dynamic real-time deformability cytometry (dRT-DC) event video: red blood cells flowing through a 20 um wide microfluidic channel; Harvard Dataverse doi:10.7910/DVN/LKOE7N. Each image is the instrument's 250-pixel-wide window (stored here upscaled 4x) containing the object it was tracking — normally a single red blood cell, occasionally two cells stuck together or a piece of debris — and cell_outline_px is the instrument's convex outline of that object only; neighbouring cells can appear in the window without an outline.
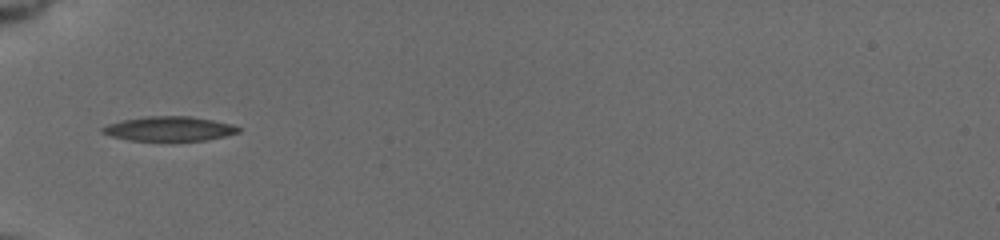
{"species": "common noctule bat (a hibernating species)", "species_latin": "Nyctalus noctula", "temperature_condition": "cold", "stored_images_in_passage": 36, "camera_frame_rate_fps": 3000, "um_per_image_px": 0.085, "animal": {"sex": "female", "body_mass_g": 19.5, "forearm_length_mm": 54.1}, "frame": {"image": 1, "passage_image": 1, "time_ms": 0.0, "image_size_px": [1000, 240], "cell_outline_px": [[240, 132], [224, 136], [204, 140], [172, 144], [128, 140], [112, 136], [100, 132], [100, 128], [108, 124], [124, 120], [144, 116], [192, 116], [232, 124], [240, 128]], "centroid_in_image_um": [14.36, 10.99], "position_along_channel_um": 70.6, "area_um2": 20.35}}
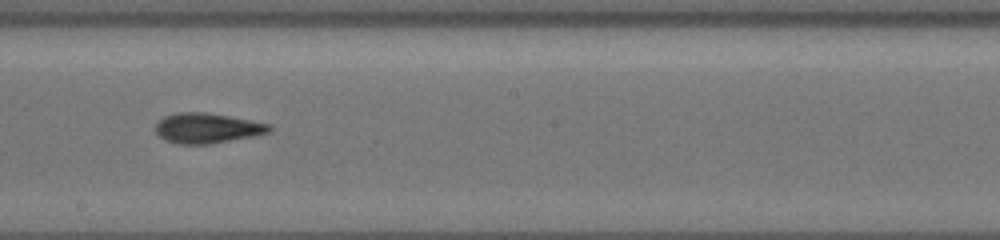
{"frame": {"image": 2, "passage_image": 14, "time_ms": 4.333, "image_size_px": [1000, 240], "cell_outline_px": [[272, 128], [268, 132], [252, 136], [212, 144], [180, 144], [168, 140], [160, 136], [156, 132], [156, 124], [164, 116], [176, 112], [204, 112], [228, 116], [272, 124]], "centroid_in_image_um": [17.62, 10.88], "position_along_channel_um": 230.6, "area_um2": 19.77}}
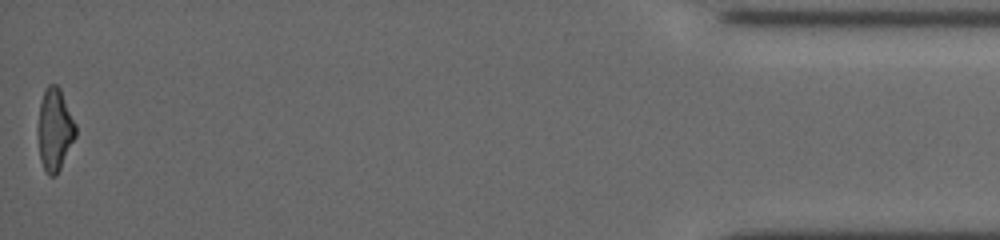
{"frame": {"image": 3, "passage_image": 36, "time_ms": 11.667, "image_size_px": [1000, 240], "cell_outline_px": [[76, 136], [56, 176], [48, 176], [40, 160], [36, 132], [36, 128], [40, 100], [48, 84], [56, 84], [60, 88], [76, 124]], "centroid_in_image_um": [4.62, 11.01], "position_along_channel_um": 430.6, "area_um2": 18.44}, "authors_computed_cell_mechanics": {"area_um2": 19.2474, "velocity_mm_per_s": 3.778, "shape_relaxation_time_tau1_ms": 3.284, "shape_relaxation_time_tau2_ms": 2.6196, "deformation_change_tau1": 0.1433, "deformation_change_tau2": 0.0995}}